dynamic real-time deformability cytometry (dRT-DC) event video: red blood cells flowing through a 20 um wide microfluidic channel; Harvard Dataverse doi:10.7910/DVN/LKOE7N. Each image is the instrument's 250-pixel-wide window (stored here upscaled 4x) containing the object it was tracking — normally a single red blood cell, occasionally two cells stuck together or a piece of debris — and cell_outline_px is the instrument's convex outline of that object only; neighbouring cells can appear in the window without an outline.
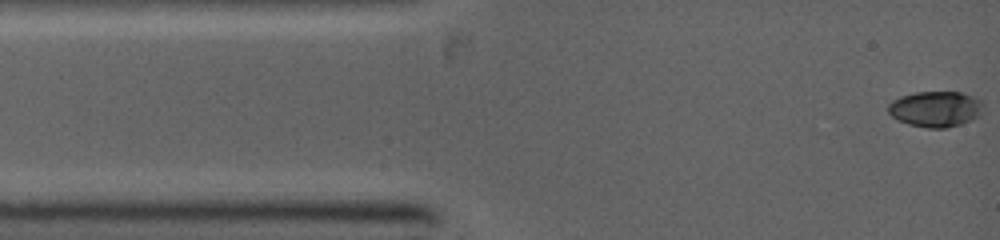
{"species": "common noctule bat (a hibernating species)", "species_latin": "Nyctalus noctula", "temperature_condition": "warm", "stored_images_in_passage": 8, "camera_frame_rate_fps": 5000, "um_per_image_px": 0.085, "animal": {"sex": "female", "body_mass_g": 19.0, "forearm_length_mm": 53.3}, "frame": {"image": 1, "passage_image": 1, "time_ms": 0.0, "image_size_px": [1000, 240], "cell_outline_px": [[980, 104], [976, 116], [960, 124], [948, 128], [928, 128], [908, 124], [892, 116], [888, 112], [888, 104], [892, 100], [900, 96], [916, 92], [960, 92], [972, 96], [980, 100]], "centroid_in_image_um": [79.43, 9.26], "position_along_channel_um": 5.6, "area_um2": 19.31}}
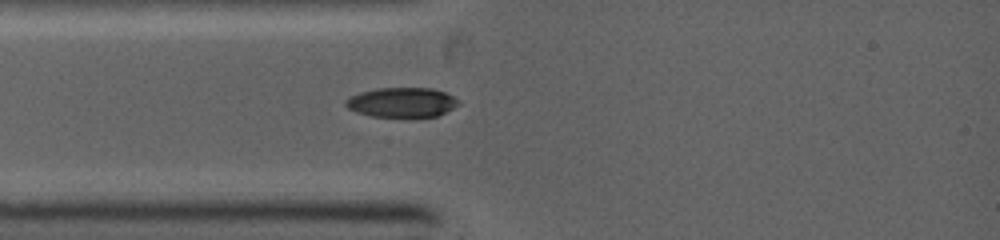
{"frame": {"image": 2, "passage_image": 5, "time_ms": 2.4, "image_size_px": [1000, 240], "cell_outline_px": [[460, 104], [436, 116], [372, 116], [356, 112], [348, 108], [344, 104], [344, 100], [360, 92], [376, 88], [432, 88], [444, 92], [452, 96]], "centroid_in_image_um": [34.11, 8.69], "position_along_channel_um": 50.9, "area_um2": 19.19}}
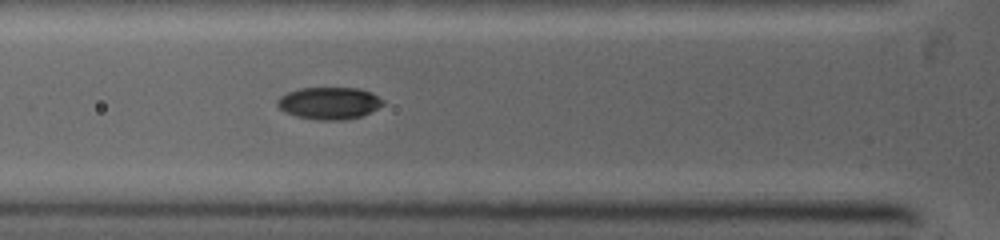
{"frame": {"image": 3, "passage_image": 8, "time_ms": 3.4, "image_size_px": [1000, 240], "cell_outline_px": [[384, 104], [360, 116], [344, 120], [316, 120], [296, 116], [284, 112], [276, 104], [276, 100], [280, 96], [288, 92], [300, 88], [360, 88], [372, 92], [384, 100]], "centroid_in_image_um": [27.96, 8.76], "position_along_channel_um": 97.8, "area_um2": 19.83}}